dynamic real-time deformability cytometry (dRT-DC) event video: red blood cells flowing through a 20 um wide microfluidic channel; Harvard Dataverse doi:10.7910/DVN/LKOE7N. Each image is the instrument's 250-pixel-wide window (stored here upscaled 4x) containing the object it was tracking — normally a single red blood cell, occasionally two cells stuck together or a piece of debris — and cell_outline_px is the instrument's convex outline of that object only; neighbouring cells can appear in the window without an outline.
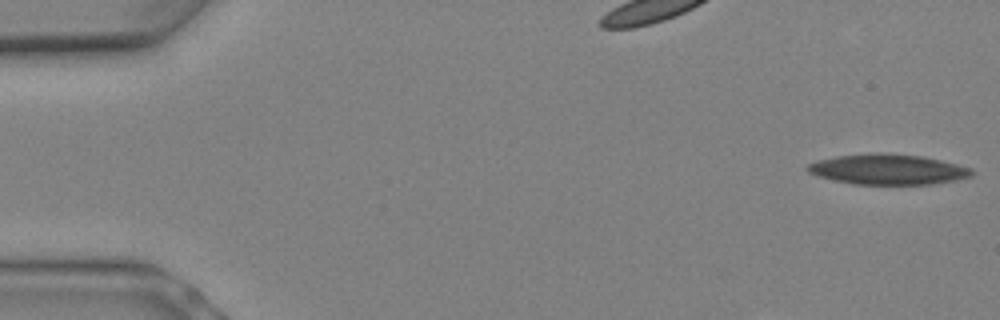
{"species": "Egyptian fruit bat (a non-hibernating species)", "species_latin": "Rousettus aegyptiacus", "temperature_condition": "warm", "stored_images_in_passage": 24, "camera_frame_rate_fps": 3000, "um_per_image_px": 0.085, "animal": {"sex": "female"}, "frame": {"image": 1, "passage_image": 1, "time_ms": 0.0, "image_size_px": [1000, 320], "cell_outline_px": [[972, 176], [956, 180], [932, 184], [852, 184], [816, 176], [808, 172], [804, 168], [808, 164], [816, 160], [836, 156], [868, 152], [888, 152], [924, 156], [972, 168]], "centroid_in_image_um": [75.42, 14.38], "position_along_channel_um": 9.6, "area_um2": 29.48}}
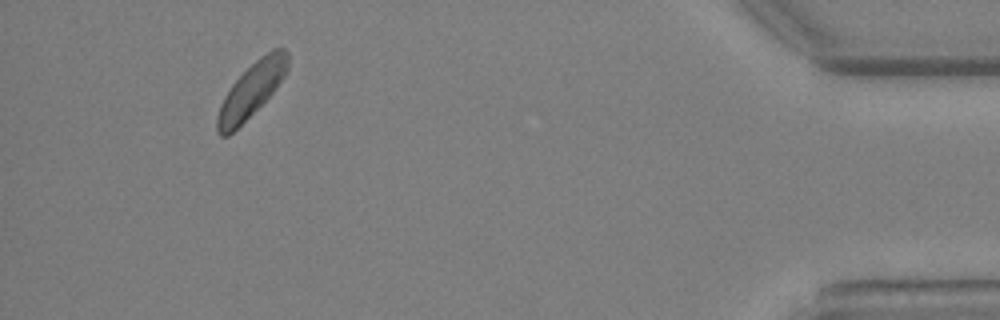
{"frame": {"image": 2, "passage_image": 24, "time_ms": 7.667, "image_size_px": [1000, 320], "cell_outline_px": [[288, 72], [276, 88], [228, 136], [220, 136], [216, 132], [216, 116], [220, 104], [224, 96], [232, 84], [260, 56], [272, 48], [284, 48], [288, 52]], "centroid_in_image_um": [21.37, 7.63], "position_along_channel_um": 413.8, "area_um2": 21.96}}